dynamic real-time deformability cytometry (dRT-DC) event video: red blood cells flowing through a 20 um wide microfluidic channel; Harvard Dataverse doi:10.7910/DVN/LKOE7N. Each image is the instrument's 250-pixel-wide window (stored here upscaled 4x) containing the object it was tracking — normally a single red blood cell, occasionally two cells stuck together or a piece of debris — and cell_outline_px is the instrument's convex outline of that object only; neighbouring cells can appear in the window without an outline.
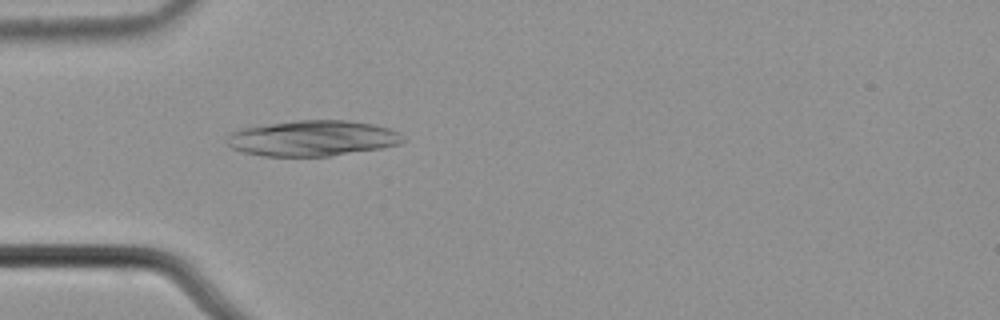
{"species": "common noctule bat (a hibernating species)", "species_latin": "Nyctalus noctula", "temperature_condition": "cold", "stored_images_in_passage": 1, "camera_frame_rate_fps": 3000, "um_per_image_px": 0.085, "animal": {"sex": "male", "body_mass_g": 21.5, "forearm_length_mm": 52.0}, "frame": {"image": 1, "passage_image": 1, "time_ms": 0.0, "image_size_px": [1000, 320], "cell_outline_px": [[404, 140], [400, 144], [380, 148], [328, 156], [264, 156], [244, 152], [232, 148], [228, 144], [228, 136], [232, 132], [240, 128], [296, 120], [344, 120], [372, 124], [388, 128], [400, 132]], "centroid_in_image_um": [26.57, 11.75], "position_along_channel_um": 58.4, "area_um2": 36.3}}